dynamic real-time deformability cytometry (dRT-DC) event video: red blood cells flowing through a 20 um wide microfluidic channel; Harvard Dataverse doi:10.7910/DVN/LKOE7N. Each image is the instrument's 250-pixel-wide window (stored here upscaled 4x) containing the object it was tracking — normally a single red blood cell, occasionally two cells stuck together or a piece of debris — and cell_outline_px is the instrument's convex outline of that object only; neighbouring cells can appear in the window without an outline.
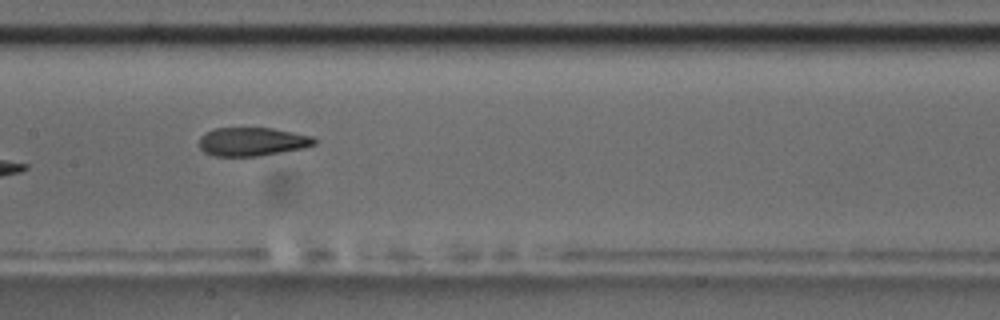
{"species": "common noctule bat (a hibernating species)", "species_latin": "Nyctalus noctula", "temperature_condition": "room temperature", "stored_images_in_passage": 8, "camera_frame_rate_fps": 3000, "um_per_image_px": 0.085, "animal": {"sex": "male", "body_mass_g": 17.5, "forearm_length_mm": 52.3}, "frame": {"image": 1, "passage_image": 7, "time_ms": 7.667, "image_size_px": [1000, 320], "cell_outline_px": [[316, 144], [304, 148], [260, 156], [216, 156], [204, 152], [200, 148], [200, 136], [204, 132], [216, 128], [272, 128], [312, 136], [316, 140]], "centroid_in_image_um": [21.44, 12.04], "position_along_channel_um": 186.0, "area_um2": 19.19}}